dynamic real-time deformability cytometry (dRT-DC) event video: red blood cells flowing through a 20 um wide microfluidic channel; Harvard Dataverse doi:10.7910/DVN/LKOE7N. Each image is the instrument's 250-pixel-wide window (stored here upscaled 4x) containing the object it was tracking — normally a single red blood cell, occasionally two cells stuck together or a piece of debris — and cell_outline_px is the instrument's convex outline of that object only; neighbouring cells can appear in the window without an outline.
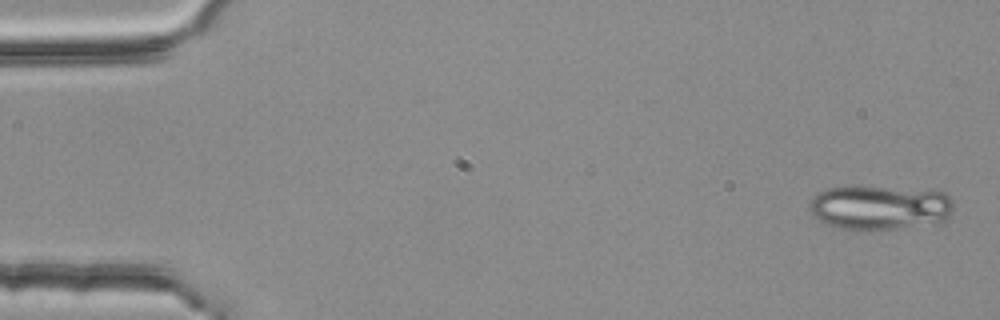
{"species": "common noctule bat (a hibernating species)", "species_latin": "Nyctalus noctula", "temperature_condition": "room temperature", "stored_images_in_passage": 3, "camera_frame_rate_fps": 3000, "um_per_image_px": 0.085, "animal": {"sex": "female", "body_mass_g": 25.1}, "frame": {"image": 1, "passage_image": 1, "time_ms": 0.0, "image_size_px": [1000, 320], "cell_outline_px": [[952, 208], [948, 220], [944, 224], [876, 232], [864, 232], [840, 228], [828, 224], [812, 216], [808, 208], [812, 196], [828, 188], [844, 184], [852, 184], [944, 192], [952, 200]], "centroid_in_image_um": [74.78, 17.67], "position_along_channel_um": 10.2, "area_um2": 39.3}}